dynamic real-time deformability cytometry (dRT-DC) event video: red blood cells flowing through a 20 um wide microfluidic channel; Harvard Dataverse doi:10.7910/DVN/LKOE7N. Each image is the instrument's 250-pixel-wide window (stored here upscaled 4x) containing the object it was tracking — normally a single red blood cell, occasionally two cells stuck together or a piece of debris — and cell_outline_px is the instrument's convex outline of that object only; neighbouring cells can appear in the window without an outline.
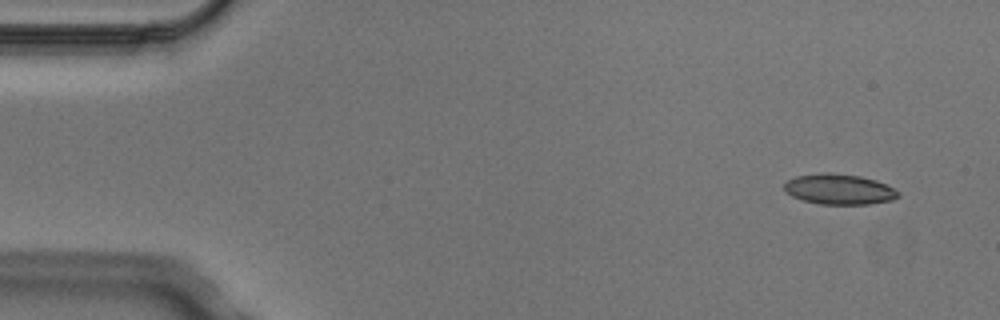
{"species": "Egyptian fruit bat (a non-hibernating species)", "species_latin": "Rousettus aegyptiacus", "temperature_condition": "cold", "stored_images_in_passage": 4, "camera_frame_rate_fps": 3000, "um_per_image_px": 0.085, "animal": {"sex": "male"}, "frame": {"image": 1, "passage_image": 1, "time_ms": 0.0, "image_size_px": [1000, 320], "cell_outline_px": [[900, 196], [892, 200], [868, 204], [820, 204], [804, 200], [792, 196], [784, 188], [784, 184], [788, 180], [796, 176], [824, 172], [828, 172], [860, 176], [876, 180], [900, 192]], "centroid_in_image_um": [71.34, 16.08], "position_along_channel_um": 13.7, "area_um2": 20.06}}
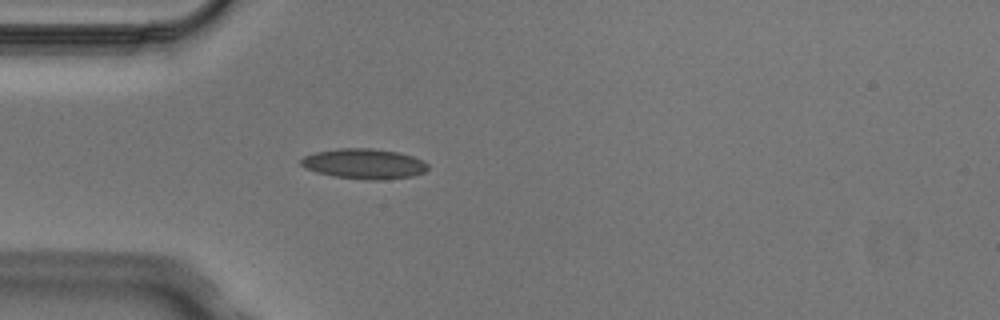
{"frame": {"image": 2, "passage_image": 4, "time_ms": 1.0, "image_size_px": [1000, 320], "cell_outline_px": [[428, 168], [424, 172], [412, 176], [380, 180], [368, 180], [332, 176], [316, 172], [304, 168], [300, 164], [300, 160], [304, 156], [316, 152], [340, 148], [372, 148], [396, 152], [412, 156], [424, 160], [428, 164]], "centroid_in_image_um": [30.94, 13.92], "position_along_channel_um": 54.1, "area_um2": 22.37}}